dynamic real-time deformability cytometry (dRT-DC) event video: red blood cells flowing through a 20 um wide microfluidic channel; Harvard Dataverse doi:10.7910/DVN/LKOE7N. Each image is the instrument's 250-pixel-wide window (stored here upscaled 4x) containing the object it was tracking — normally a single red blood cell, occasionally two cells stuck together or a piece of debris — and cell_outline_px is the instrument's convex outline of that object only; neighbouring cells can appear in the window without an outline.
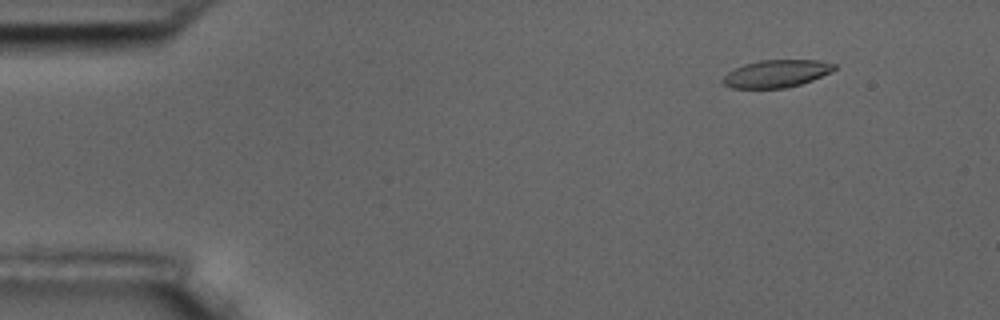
{"species": "common noctule bat (a hibernating species)", "species_latin": "Nyctalus noctula", "temperature_condition": "room temperature", "stored_images_in_passage": 6, "segment_of_instrument_passage": [1, 2], "camera_frame_rate_fps": 3000, "um_per_image_px": 0.085, "animal": {"sex": "male", "body_mass_g": 17.5, "forearm_length_mm": 52.3}, "frame": {"image": 1, "passage_image": 2, "time_ms": 1.333, "image_size_px": [1000, 320], "cell_outline_px": [[836, 68], [832, 72], [812, 80], [788, 88], [732, 88], [724, 84], [720, 80], [728, 72], [744, 64], [760, 60], [820, 60], [836, 64]], "centroid_in_image_um": [66.01, 6.26], "position_along_channel_um": 19.0, "area_um2": 17.92}}
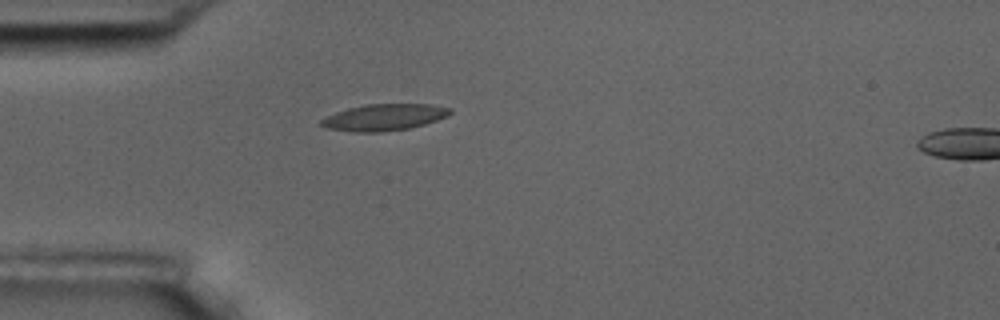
{"frame": {"image": 2, "passage_image": 5, "time_ms": 4.667, "image_size_px": [1000, 320], "cell_outline_px": [[452, 112], [448, 116], [424, 124], [408, 128], [380, 132], [352, 132], [328, 128], [320, 124], [320, 120], [336, 112], [348, 108], [364, 104], [432, 104], [452, 108]], "centroid_in_image_um": [32.67, 9.96], "position_along_channel_um": 52.3, "area_um2": 19.88}}